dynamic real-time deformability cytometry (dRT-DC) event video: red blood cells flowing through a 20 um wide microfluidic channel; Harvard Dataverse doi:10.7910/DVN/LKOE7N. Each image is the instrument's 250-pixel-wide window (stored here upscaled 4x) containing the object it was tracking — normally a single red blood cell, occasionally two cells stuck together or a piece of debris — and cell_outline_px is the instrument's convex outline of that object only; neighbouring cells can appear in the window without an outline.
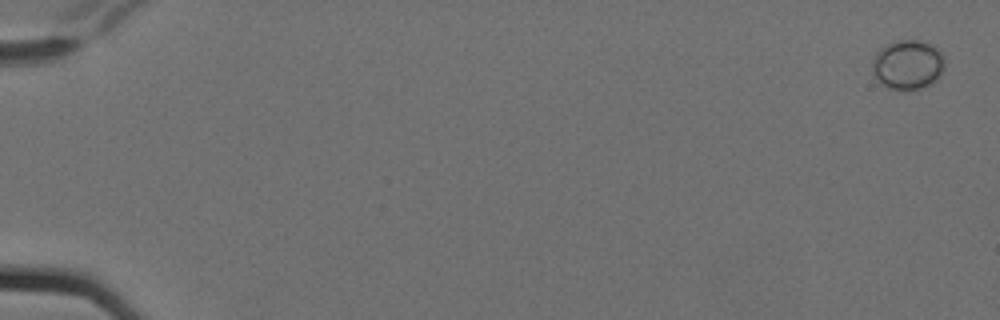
{"species": "Egyptian fruit bat (a non-hibernating species)", "species_latin": "Rousettus aegyptiacus", "temperature_condition": "cold", "stored_images_in_passage": 3, "camera_frame_rate_fps": 3000, "um_per_image_px": 0.085, "animal": {"sex": "female"}, "frame": {"image": 1, "passage_image": 1, "time_ms": 0.0, "image_size_px": [1000, 320], "cell_outline_px": [[944, 68], [940, 76], [932, 84], [924, 88], [888, 88], [880, 84], [876, 80], [872, 72], [872, 60], [876, 52], [884, 44], [896, 40], [920, 40], [932, 44], [944, 56]], "centroid_in_image_um": [77.14, 5.48], "position_along_channel_um": 7.9, "area_um2": 21.15}}